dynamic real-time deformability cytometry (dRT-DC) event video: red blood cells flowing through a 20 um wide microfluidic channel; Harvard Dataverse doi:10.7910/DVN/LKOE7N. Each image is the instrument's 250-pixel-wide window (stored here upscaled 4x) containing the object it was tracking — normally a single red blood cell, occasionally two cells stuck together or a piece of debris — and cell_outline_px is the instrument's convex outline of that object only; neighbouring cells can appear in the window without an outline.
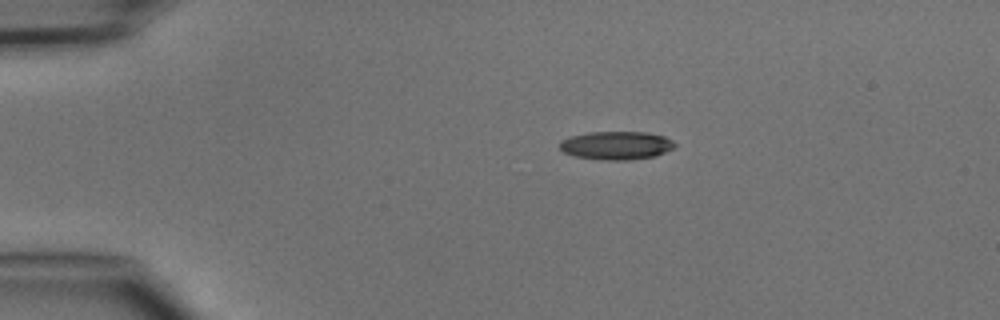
{"species": "common noctule bat (a hibernating species)", "species_latin": "Nyctalus noctula", "temperature_condition": "cold", "stored_images_in_passage": 3, "camera_frame_rate_fps": 3000, "um_per_image_px": 0.085, "animal": {"sex": "male", "body_mass_g": 15.6}, "frame": {"image": 1, "passage_image": 1, "time_ms": 0.0, "image_size_px": [1000, 320], "cell_outline_px": [[676, 144], [672, 148], [656, 156], [628, 160], [604, 160], [572, 156], [564, 152], [560, 148], [560, 140], [568, 136], [588, 132], [644, 132], [664, 136], [672, 140]], "centroid_in_image_um": [52.34, 12.36], "position_along_channel_um": 32.7, "area_um2": 19.07}}
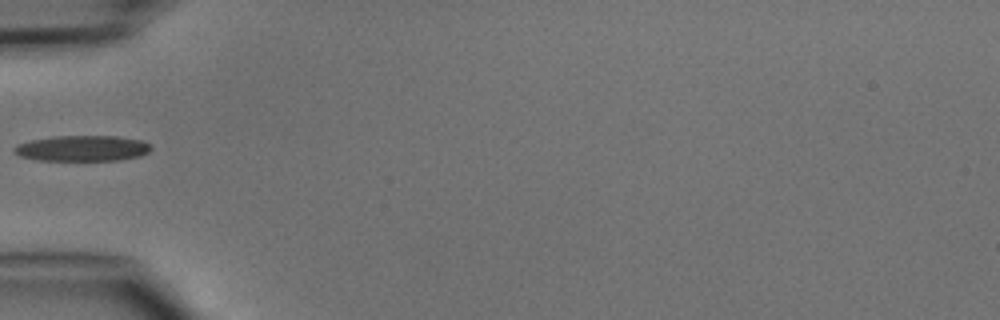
{"frame": {"image": 2, "passage_image": 3, "time_ms": 2.333, "image_size_px": [1000, 320], "cell_outline_px": [[152, 148], [148, 152], [140, 156], [120, 160], [40, 160], [20, 156], [12, 152], [12, 148], [16, 144], [32, 140], [52, 136], [116, 136], [144, 140]], "centroid_in_image_um": [6.99, 12.6], "position_along_channel_um": 78.0, "area_um2": 20.58}}